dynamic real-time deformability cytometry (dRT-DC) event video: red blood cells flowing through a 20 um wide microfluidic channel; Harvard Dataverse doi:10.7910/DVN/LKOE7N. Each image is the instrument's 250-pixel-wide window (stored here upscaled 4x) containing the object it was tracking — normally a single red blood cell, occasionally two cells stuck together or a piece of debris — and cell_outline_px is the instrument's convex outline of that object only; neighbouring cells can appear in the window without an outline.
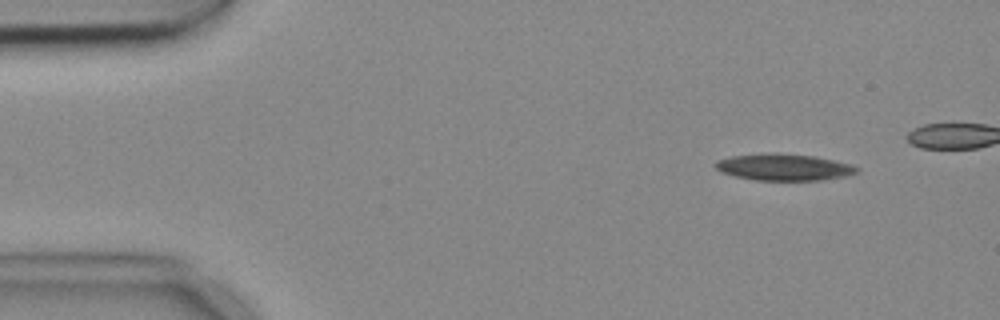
{"species": "common noctule bat (a hibernating species)", "species_latin": "Nyctalus noctula", "temperature_condition": "cold", "stored_images_in_passage": 8, "segment_of_instrument_passage": [1, 2], "camera_frame_rate_fps": 3000, "um_per_image_px": 0.085, "animal": {"sex": "female", "body_mass_g": 18.4}, "frame": {"image": 1, "passage_image": 2, "time_ms": 0.333, "image_size_px": [1000, 320], "cell_outline_px": [[860, 168], [856, 172], [844, 176], [820, 180], [756, 180], [736, 176], [720, 172], [716, 168], [716, 160], [732, 156], [776, 152], [816, 156], [852, 164]], "centroid_in_image_um": [66.64, 14.2], "position_along_channel_um": 18.4, "area_um2": 21.91}}
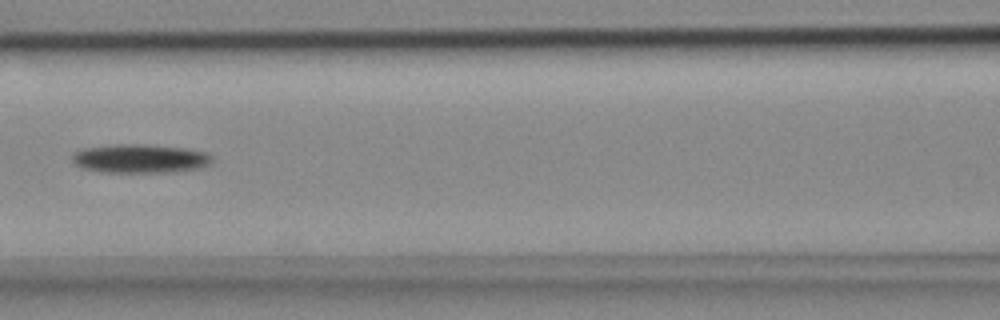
{"frame": {"image": 2, "passage_image": 7, "time_ms": 2.0, "image_size_px": [1000, 320], "cell_outline_px": [[212, 160], [208, 164], [200, 168], [172, 172], [100, 172], [80, 168], [72, 164], [72, 156], [76, 152], [84, 148], [112, 144], [144, 144], [184, 148], [208, 152], [212, 156]], "centroid_in_image_um": [11.87, 13.48], "position_along_channel_um": 154.7, "area_um2": 23.7}}